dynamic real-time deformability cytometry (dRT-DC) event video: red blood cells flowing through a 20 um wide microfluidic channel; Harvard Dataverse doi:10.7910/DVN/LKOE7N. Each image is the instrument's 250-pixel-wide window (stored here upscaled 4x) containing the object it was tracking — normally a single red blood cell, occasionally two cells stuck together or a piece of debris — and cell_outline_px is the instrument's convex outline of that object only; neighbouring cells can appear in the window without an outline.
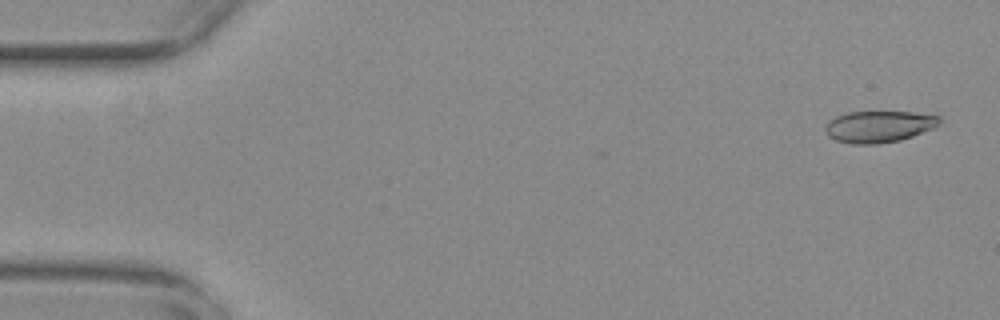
{"species": "common noctule bat (a hibernating species)", "species_latin": "Nyctalus noctula", "temperature_condition": "warm", "stored_images_in_passage": 21, "camera_frame_rate_fps": 3000, "um_per_image_px": 0.085, "animal": {"sex": "female", "body_mass_g": 29.2, "forearm_length_mm": 56.3}, "frame": {"image": 1, "passage_image": 3, "time_ms": 0.667, "image_size_px": [1000, 320], "cell_outline_px": [[940, 120], [932, 128], [912, 136], [900, 140], [876, 144], [852, 144], [836, 140], [828, 136], [824, 128], [828, 120], [836, 116], [848, 112], [912, 112], [940, 116]], "centroid_in_image_um": [74.65, 10.76], "position_along_channel_um": 10.4, "area_um2": 20.87}}
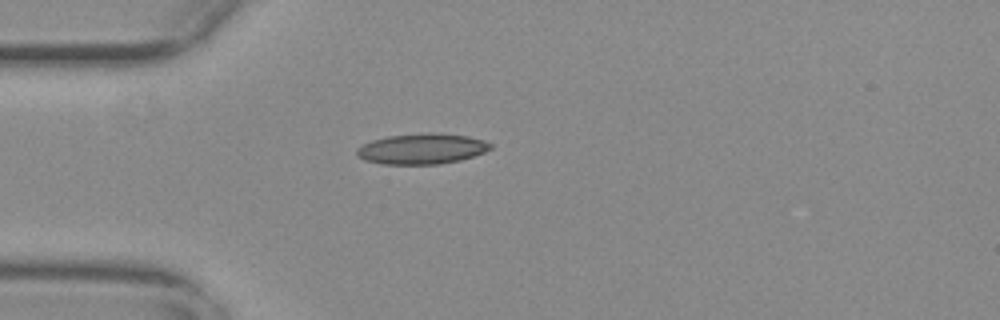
{"frame": {"image": 2, "passage_image": 16, "time_ms": 5.0, "image_size_px": [1000, 320], "cell_outline_px": [[492, 148], [484, 152], [460, 160], [440, 164], [384, 164], [364, 160], [356, 152], [356, 148], [372, 140], [388, 136], [428, 132], [436, 132], [468, 136], [484, 140], [492, 144]], "centroid_in_image_um": [35.88, 12.64], "position_along_channel_um": 49.1, "area_um2": 23.81}}
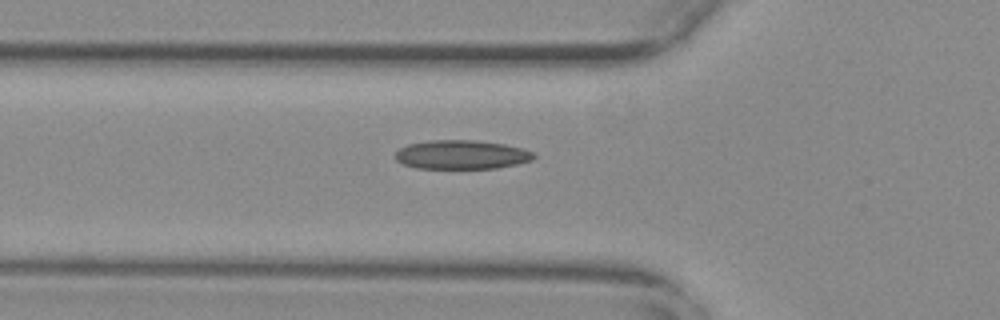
{"frame": {"image": 3, "passage_image": 20, "time_ms": 6.333, "image_size_px": [1000, 320], "cell_outline_px": [[536, 156], [532, 160], [516, 164], [496, 168], [416, 168], [400, 164], [392, 156], [400, 148], [408, 144], [428, 140], [472, 140], [504, 144], [524, 148], [532, 152]], "centroid_in_image_um": [39.18, 13.14], "position_along_channel_um": 86.6, "area_um2": 23.52}}